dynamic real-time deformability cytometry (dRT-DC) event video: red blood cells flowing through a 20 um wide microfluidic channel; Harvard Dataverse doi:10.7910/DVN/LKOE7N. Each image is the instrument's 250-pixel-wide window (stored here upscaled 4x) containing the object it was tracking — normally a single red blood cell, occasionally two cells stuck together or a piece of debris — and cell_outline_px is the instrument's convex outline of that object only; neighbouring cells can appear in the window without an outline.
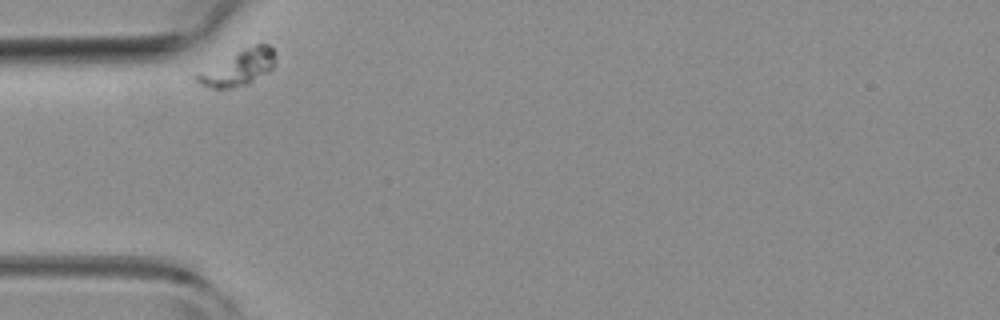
{"species": "common noctule bat (a hibernating species)", "species_latin": "Nyctalus noctula", "temperature_condition": "room temperature", "stored_images_in_passage": 1, "camera_frame_rate_fps": 3000, "um_per_image_px": 0.085, "animal": {"sex": "female", "body_mass_g": 19.3, "forearm_length_mm": 54.1}, "frame": {"image": 1, "passage_image": 1, "time_ms": 0.0, "image_size_px": [1000, 320], "cell_outline_px": [[276, 60], [272, 68], [268, 72], [248, 84], [232, 88], [212, 88], [200, 84], [196, 80], [196, 76], [236, 52], [244, 48], [256, 44], [268, 44], [276, 52]], "centroid_in_image_um": [20.38, 5.76], "position_along_channel_um": 64.6, "area_um2": 15.66}}